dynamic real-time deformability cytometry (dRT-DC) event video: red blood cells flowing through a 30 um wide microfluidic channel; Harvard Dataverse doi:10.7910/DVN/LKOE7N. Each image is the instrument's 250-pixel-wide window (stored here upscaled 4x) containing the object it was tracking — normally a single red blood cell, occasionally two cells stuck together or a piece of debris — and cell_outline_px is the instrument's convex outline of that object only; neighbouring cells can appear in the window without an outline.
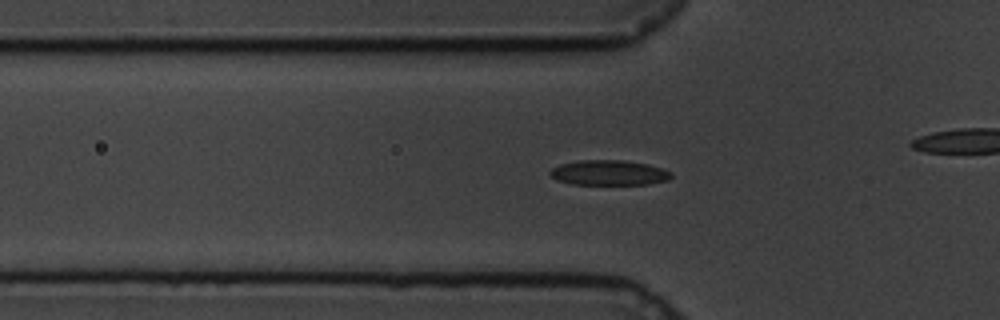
{"species": "common noctule bat (a hibernating species)", "species_latin": "Nyctalus noctula", "temperature_condition": "cold", "stored_images_in_passage": 46, "camera_frame_rate_fps": 3000, "um_per_image_px": 0.085, "animal": {"sex": "male", "body_mass_g": 19.5, "forearm_length_mm": 54.6}, "frame": {"image": 1, "passage_image": 5, "time_ms": 1.333, "image_size_px": [1000, 320], "cell_outline_px": [[672, 176], [668, 180], [648, 184], [572, 184], [556, 180], [548, 172], [552, 168], [560, 164], [580, 160], [624, 160], [648, 164], [664, 168], [672, 172]], "centroid_in_image_um": [51.78, 14.67], "position_along_channel_um": 74.0, "area_um2": 17.8}}
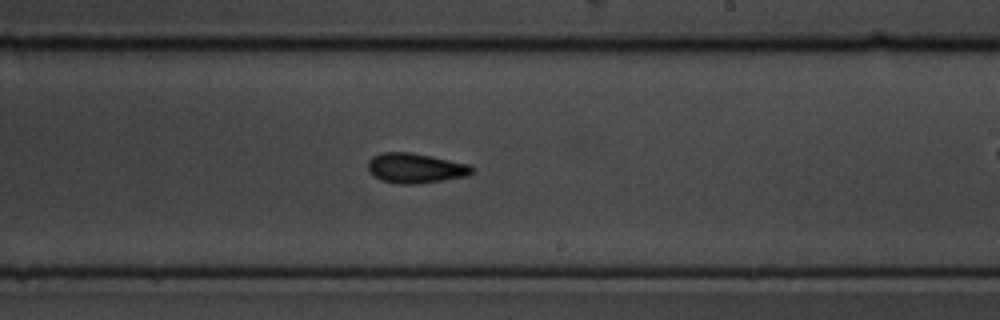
{"frame": {"image": 2, "passage_image": 21, "time_ms": 6.667, "image_size_px": [1000, 320], "cell_outline_px": [[476, 168], [468, 176], [444, 180], [416, 184], [400, 184], [380, 180], [368, 168], [368, 160], [372, 156], [380, 152], [412, 152], [472, 164]], "centroid_in_image_um": [35.37, 14.28], "position_along_channel_um": 253.6, "area_um2": 18.38}}
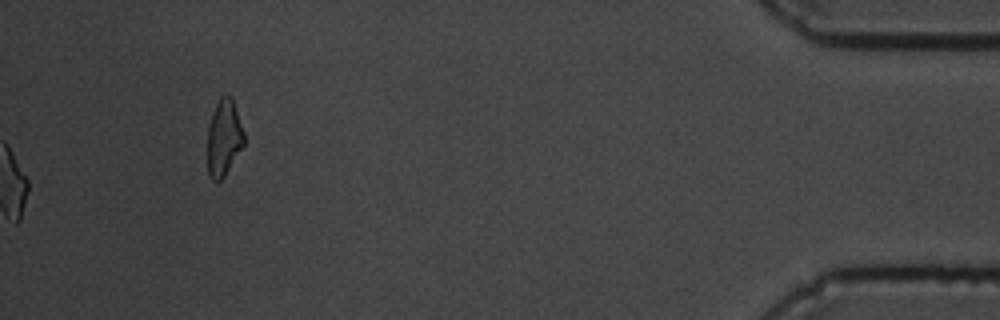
{"frame": {"image": 3, "passage_image": 46, "time_ms": 15.0, "image_size_px": [1000, 320], "cell_outline_px": [[244, 144], [224, 176], [220, 180], [212, 180], [208, 176], [208, 124], [212, 112], [220, 96], [232, 96], [244, 132]], "centroid_in_image_um": [19.02, 11.69], "position_along_channel_um": 416.2, "area_um2": 16.18}, "authors_computed_cell_mechanics": {"area_um2": 17.0799, "velocity_mm_per_s": 3.3691, "shape_relaxation_time_tau1_ms": 3.0442, "shape_relaxation_time_tau2_ms": 3.5649, "deformation_change_tau1": 0.105, "deformation_change_tau2": 0.0786}}